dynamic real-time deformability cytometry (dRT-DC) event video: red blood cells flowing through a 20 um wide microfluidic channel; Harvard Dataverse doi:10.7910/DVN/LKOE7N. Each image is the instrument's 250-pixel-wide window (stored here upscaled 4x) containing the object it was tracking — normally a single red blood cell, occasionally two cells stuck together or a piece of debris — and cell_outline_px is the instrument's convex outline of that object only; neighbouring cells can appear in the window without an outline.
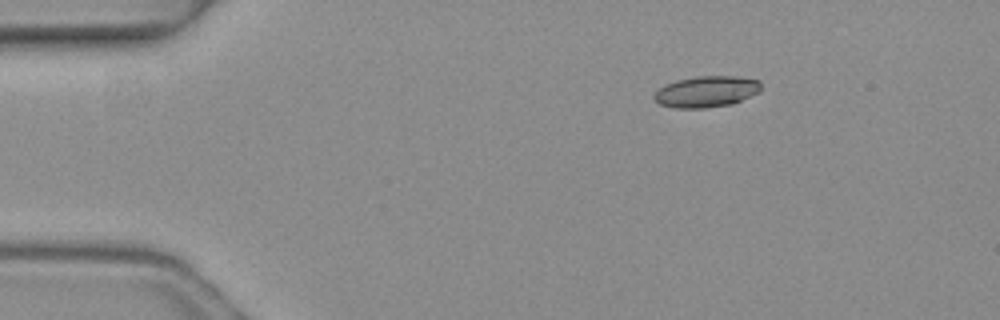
{"species": "common noctule bat (a hibernating species)", "species_latin": "Nyctalus noctula", "temperature_condition": "warm", "stored_images_in_passage": 2, "camera_frame_rate_fps": 3000, "um_per_image_px": 0.085, "animal": {"sex": "female", "body_mass_g": 19.3, "forearm_length_mm": 54.1}, "frame": {"image": 1, "passage_image": 1, "time_ms": 0.0, "image_size_px": [1000, 320], "cell_outline_px": [[760, 92], [732, 104], [704, 108], [676, 108], [660, 104], [652, 96], [664, 84], [676, 80], [696, 76], [732, 76], [760, 80]], "centroid_in_image_um": [60.04, 7.78], "position_along_channel_um": 25.0, "area_um2": 19.42}}